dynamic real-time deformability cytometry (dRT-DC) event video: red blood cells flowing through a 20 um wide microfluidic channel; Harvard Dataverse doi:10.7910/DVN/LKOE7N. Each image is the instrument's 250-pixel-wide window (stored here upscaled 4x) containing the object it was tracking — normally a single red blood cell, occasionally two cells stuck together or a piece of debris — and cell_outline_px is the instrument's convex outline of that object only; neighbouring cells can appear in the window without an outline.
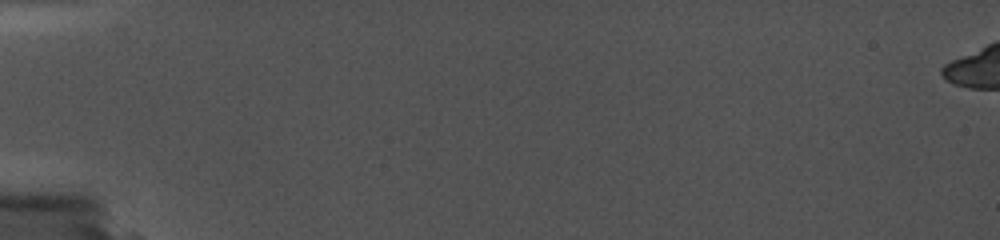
{"species": "common noctule bat (a hibernating species)", "species_latin": "Nyctalus noctula", "temperature_condition": "cold", "stored_images_in_passage": 2, "camera_frame_rate_fps": 5000, "um_per_image_px": 0.085, "animal": {"sex": "female", "body_mass_g": 19.0, "forearm_length_mm": 56.7}, "frame": {"image": 1, "passage_image": 1, "time_ms": 0.0, "image_size_px": [1000, 240], "cell_outline_px": [[660, 132], [652, 136], [628, 140], [552, 136], [516, 132], [512, 128], [520, 124], [640, 128]], "centroid_in_image_um": [49.79, 11.19], "position_along_channel_um": 35.2, "area_um2": 10.75}}